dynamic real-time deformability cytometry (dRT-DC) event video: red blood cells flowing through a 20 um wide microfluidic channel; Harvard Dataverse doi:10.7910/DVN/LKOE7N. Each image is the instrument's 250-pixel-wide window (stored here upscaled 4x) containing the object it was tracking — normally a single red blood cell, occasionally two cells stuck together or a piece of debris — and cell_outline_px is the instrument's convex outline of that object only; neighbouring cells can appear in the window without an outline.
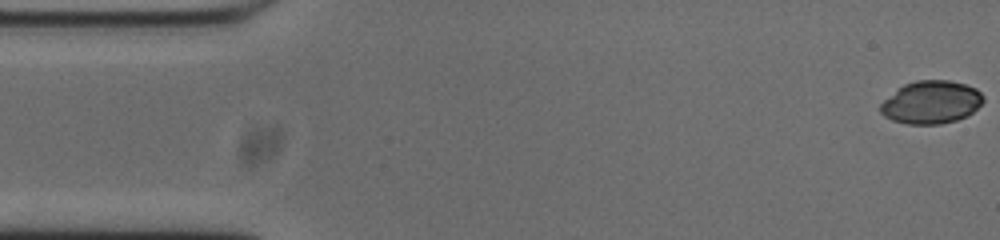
{"species": "common noctule bat (a hibernating species)", "species_latin": "Nyctalus noctula", "temperature_condition": "cold", "stored_images_in_passage": 53, "camera_frame_rate_fps": 3000, "um_per_image_px": 0.085, "animal": {"sex": "male", "body_mass_g": 20.0, "forearm_length_mm": 53.3}, "frame": {"image": 1, "passage_image": 1, "time_ms": 0.0, "image_size_px": [1000, 240], "cell_outline_px": [[984, 100], [968, 116], [956, 120], [940, 124], [908, 124], [892, 120], [884, 116], [880, 112], [880, 104], [884, 100], [904, 84], [916, 80], [948, 80], [964, 84], [976, 88], [984, 96]], "centroid_in_image_um": [79.15, 8.69], "position_along_channel_um": 5.8, "area_um2": 25.61}}
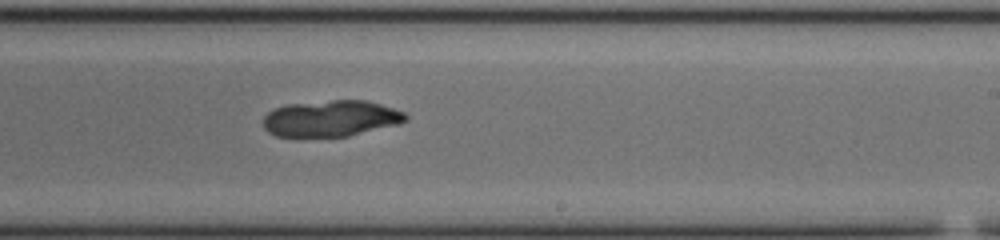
{"frame": {"image": 2, "passage_image": 31, "time_ms": 10.0, "image_size_px": [1000, 240], "cell_outline_px": [[408, 120], [400, 124], [348, 136], [276, 136], [268, 132], [264, 128], [264, 116], [268, 112], [276, 108], [288, 104], [332, 100], [364, 100], [380, 104], [404, 112], [408, 116]], "centroid_in_image_um": [28.15, 10.07], "position_along_channel_um": 260.8, "area_um2": 29.94}}
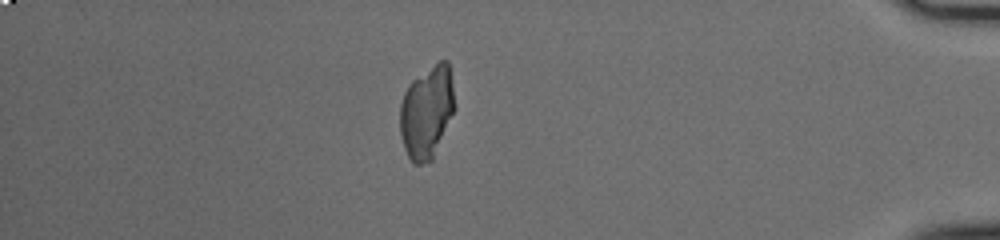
{"frame": {"image": 3, "passage_image": 46, "time_ms": 15.0, "image_size_px": [1000, 240], "cell_outline_px": [[452, 112], [432, 160], [420, 164], [412, 164], [404, 148], [400, 136], [400, 104], [404, 92], [408, 84], [412, 80], [440, 60], [448, 60], [452, 84]], "centroid_in_image_um": [36.21, 9.53], "position_along_channel_um": 399.0, "area_um2": 28.84}, "authors_computed_cell_mechanics": {"area_um2": 29.767, "velocity_mm_per_s": 3.7646, "shape_relaxation_time_tau1_ms": 5.2964, "shape_relaxation_time_tau2_ms": null, "deformation_change_tau1": 0.0993, "deformation_change_tau2": null}}